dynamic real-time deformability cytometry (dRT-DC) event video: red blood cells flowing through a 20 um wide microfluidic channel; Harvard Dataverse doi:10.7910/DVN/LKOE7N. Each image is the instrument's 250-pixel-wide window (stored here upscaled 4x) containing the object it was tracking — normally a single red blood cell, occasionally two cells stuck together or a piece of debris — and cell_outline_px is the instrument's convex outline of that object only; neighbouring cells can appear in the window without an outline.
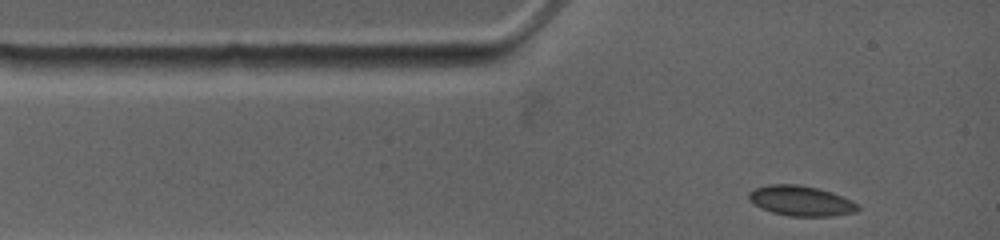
{"species": "common noctule bat (a hibernating species)", "species_latin": "Nyctalus noctula", "temperature_condition": "warm", "stored_images_in_passage": 44, "camera_frame_rate_fps": 4500, "um_per_image_px": 0.085, "animal": {"sex": "female", "body_mass_g": 19.0, "forearm_length_mm": 53.3}, "frame": {"image": 1, "passage_image": 1, "time_ms": 0.0, "image_size_px": [1000, 240], "cell_outline_px": [[860, 208], [856, 212], [832, 216], [788, 216], [772, 212], [760, 208], [752, 204], [748, 200], [748, 192], [756, 188], [768, 184], [800, 184], [832, 192], [856, 204]], "centroid_in_image_um": [68.01, 17.07], "position_along_channel_um": 17.0, "area_um2": 19.13}}
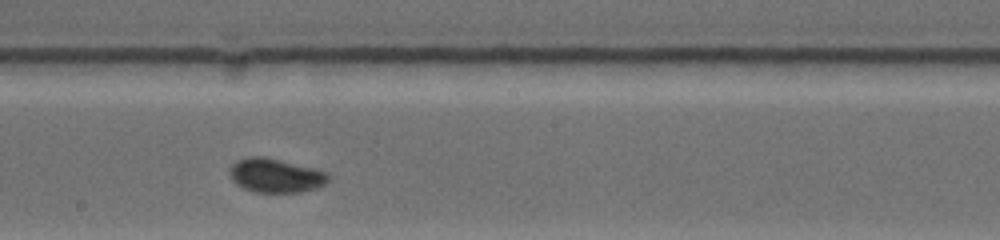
{"frame": {"image": 2, "passage_image": 26, "time_ms": 6.0, "image_size_px": [1000, 240], "cell_outline_px": [[332, 176], [324, 184], [316, 188], [300, 192], [256, 192], [244, 188], [236, 184], [232, 180], [228, 172], [228, 168], [236, 160], [248, 156], [264, 156], [316, 168], [328, 172]], "centroid_in_image_um": [23.42, 14.9], "position_along_channel_um": 224.8, "area_um2": 19.88}}
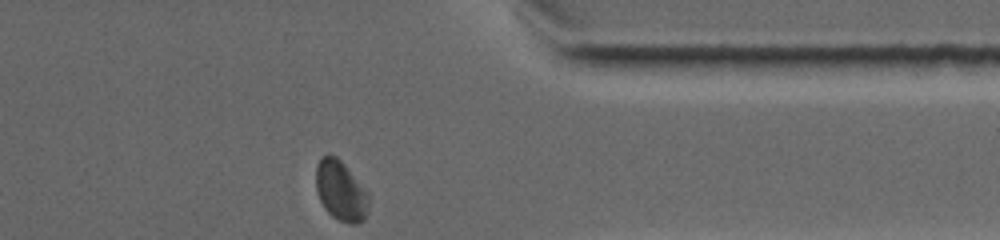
{"frame": {"image": 3, "passage_image": 44, "time_ms": 10.444, "image_size_px": [1000, 240], "cell_outline_px": [[368, 212], [364, 220], [356, 224], [348, 224], [332, 216], [324, 208], [316, 192], [316, 164], [320, 156], [328, 152], [336, 156], [344, 164], [368, 192]], "centroid_in_image_um": [28.94, 16.2], "position_along_channel_um": 382.5, "area_um2": 18.73}, "authors_computed_cell_mechanics": {"area_um2": 19.0162, "velocity_mm_per_s": 3.7877, "shape_relaxation_time_tau1_ms": 7.5229, "shape_relaxation_time_tau2_ms": null, "deformation_change_tau1": 0.1288, "deformation_change_tau2": null}}